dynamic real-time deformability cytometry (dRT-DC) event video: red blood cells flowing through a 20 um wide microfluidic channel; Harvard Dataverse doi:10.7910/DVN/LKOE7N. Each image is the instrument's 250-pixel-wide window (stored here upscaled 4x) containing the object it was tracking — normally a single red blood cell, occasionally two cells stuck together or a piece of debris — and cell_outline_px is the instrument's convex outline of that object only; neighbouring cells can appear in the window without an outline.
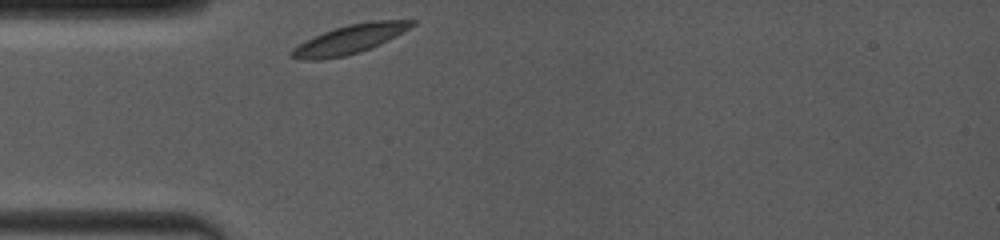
{"species": "common noctule bat (a hibernating species)", "species_latin": "Nyctalus noctula", "temperature_condition": "room temperature", "stored_images_in_passage": 50, "camera_frame_rate_fps": 4000, "um_per_image_px": 0.085, "animal": {"sex": "female", "body_mass_g": 19.0, "forearm_length_mm": 53.3}, "frame": {"image": 1, "passage_image": 1, "time_ms": 0.0, "image_size_px": [1000, 240], "cell_outline_px": [[416, 24], [396, 36], [372, 48], [360, 52], [344, 56], [320, 60], [304, 60], [292, 56], [292, 52], [304, 40], [324, 32], [348, 24], [372, 20], [416, 20]], "centroid_in_image_um": [29.79, 3.32], "position_along_channel_um": 55.2, "area_um2": 20.0}}
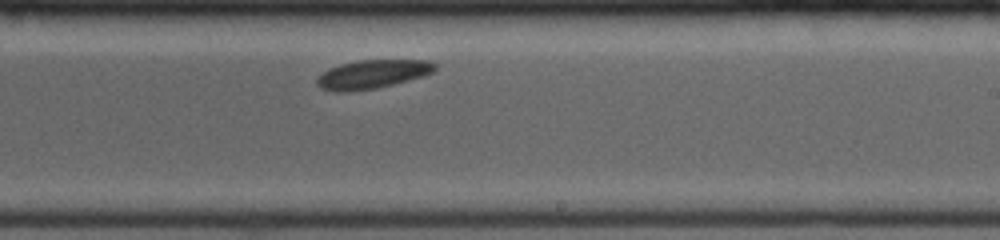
{"frame": {"image": 2, "passage_image": 29, "time_ms": 5.5, "image_size_px": [1000, 240], "cell_outline_px": [[436, 68], [432, 72], [424, 76], [376, 88], [348, 92], [336, 92], [320, 88], [316, 84], [316, 80], [328, 68], [340, 64], [360, 60], [428, 60], [436, 64]], "centroid_in_image_um": [31.64, 6.31], "position_along_channel_um": 257.4, "area_um2": 19.65}}
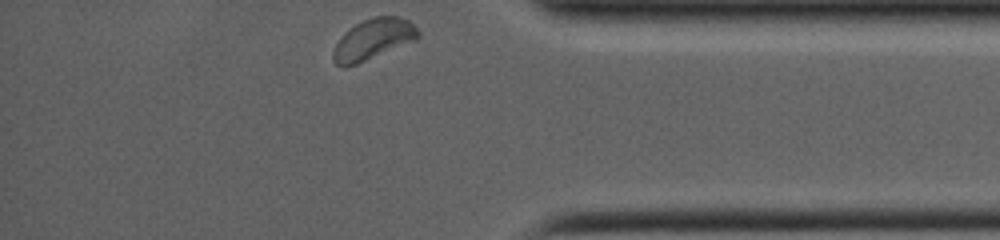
{"frame": {"image": 3, "passage_image": 50, "time_ms": 9.5, "image_size_px": [1000, 240], "cell_outline_px": [[420, 36], [416, 40], [356, 64], [344, 68], [336, 64], [332, 60], [332, 52], [336, 44], [344, 32], [356, 24], [372, 16], [396, 16], [408, 20], [420, 32]], "centroid_in_image_um": [31.7, 3.34], "position_along_channel_um": 403.5, "area_um2": 20.06}}